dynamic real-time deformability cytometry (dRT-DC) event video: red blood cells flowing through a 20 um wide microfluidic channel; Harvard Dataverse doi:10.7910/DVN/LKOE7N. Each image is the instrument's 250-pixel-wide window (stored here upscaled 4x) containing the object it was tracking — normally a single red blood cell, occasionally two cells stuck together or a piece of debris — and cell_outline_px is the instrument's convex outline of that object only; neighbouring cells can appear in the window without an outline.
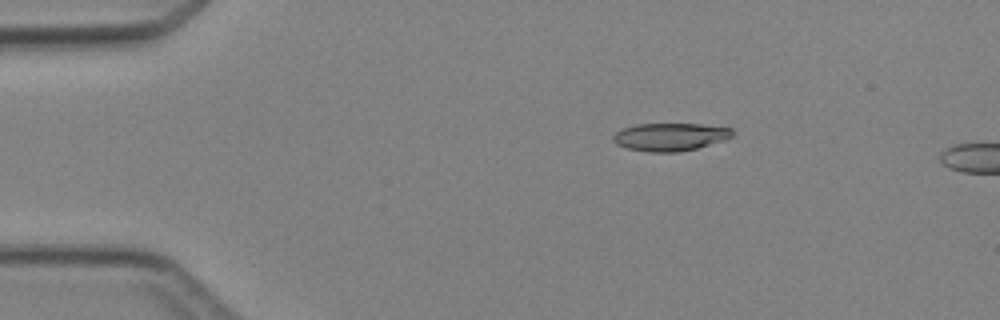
{"species": "Egyptian fruit bat (a non-hibernating species)", "species_latin": "Rousettus aegyptiacus", "temperature_condition": "cold", "stored_images_in_passage": 5, "camera_frame_rate_fps": 3000, "um_per_image_px": 0.085, "animal": {"sex": "female"}, "frame": {"image": 1, "passage_image": 2, "time_ms": 2.333, "image_size_px": [1000, 320], "cell_outline_px": [[732, 136], [728, 140], [696, 148], [676, 152], [648, 152], [628, 148], [616, 144], [612, 140], [612, 136], [616, 132], [624, 128], [636, 124], [700, 124], [732, 128]], "centroid_in_image_um": [56.97, 11.63], "position_along_channel_um": 28.0, "area_um2": 19.36}}